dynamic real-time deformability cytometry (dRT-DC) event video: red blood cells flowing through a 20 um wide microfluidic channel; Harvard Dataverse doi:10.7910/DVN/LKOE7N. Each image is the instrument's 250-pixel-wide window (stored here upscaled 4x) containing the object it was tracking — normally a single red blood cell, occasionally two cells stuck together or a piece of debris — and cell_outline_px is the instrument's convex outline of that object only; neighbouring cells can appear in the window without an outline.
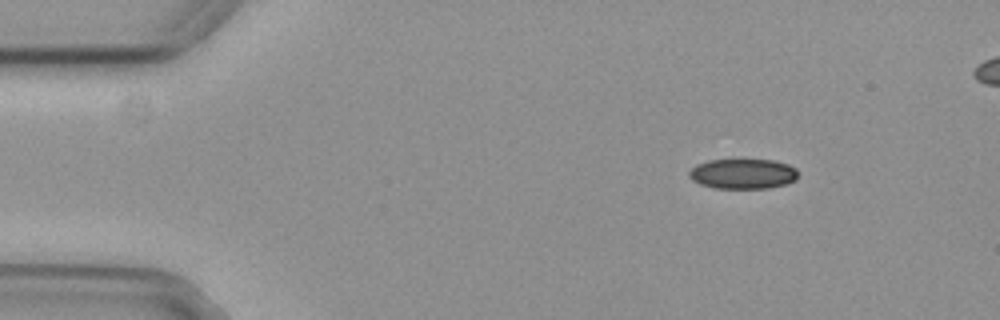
{"species": "common noctule bat (a hibernating species)", "species_latin": "Nyctalus noctula", "temperature_condition": "cold", "stored_images_in_passage": 26, "camera_frame_rate_fps": 3000, "um_per_image_px": 0.085, "animal": {"sex": "female", "body_mass_g": 29.2, "forearm_length_mm": 56.3}, "frame": {"image": 1, "passage_image": 1, "time_ms": 0.0, "image_size_px": [1000, 320], "cell_outline_px": [[796, 180], [788, 184], [768, 188], [716, 188], [700, 184], [692, 180], [688, 176], [688, 172], [696, 164], [708, 160], [740, 156], [744, 156], [772, 160], [788, 164], [796, 168]], "centroid_in_image_um": [63.13, 14.71], "position_along_channel_um": 21.9, "area_um2": 20.11}}
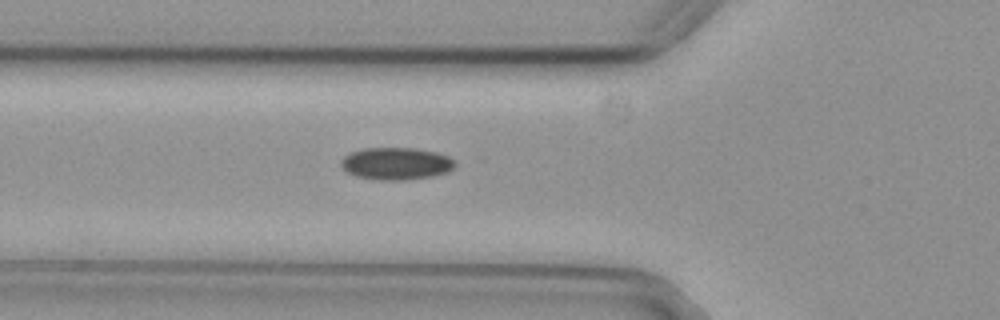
{"frame": {"image": 2, "passage_image": 13, "time_ms": 4.0, "image_size_px": [1000, 320], "cell_outline_px": [[456, 164], [448, 172], [432, 176], [404, 180], [376, 180], [356, 176], [348, 172], [340, 164], [340, 160], [344, 156], [352, 152], [364, 148], [416, 148], [436, 152], [448, 156]], "centroid_in_image_um": [33.66, 13.9], "position_along_channel_um": 92.1, "area_um2": 21.39}}
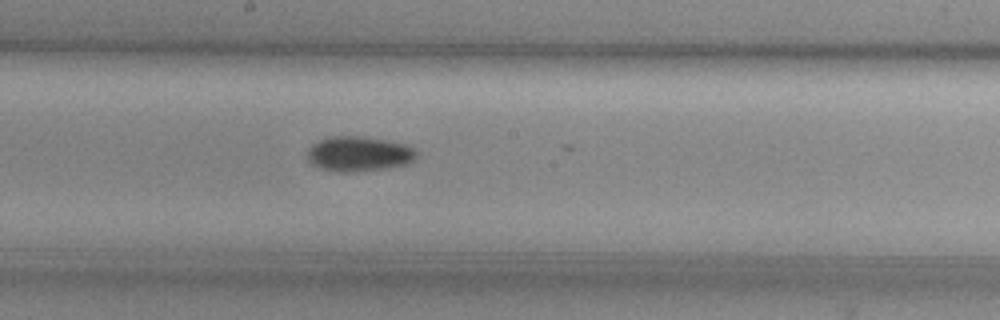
{"frame": {"image": 3, "passage_image": 23, "time_ms": 7.333, "image_size_px": [1000, 320], "cell_outline_px": [[416, 156], [408, 164], [388, 168], [356, 172], [336, 172], [320, 168], [312, 164], [308, 160], [308, 148], [312, 144], [328, 136], [360, 136], [388, 140], [404, 144], [412, 148], [416, 152]], "centroid_in_image_um": [30.47, 13.08], "position_along_channel_um": 217.7, "area_um2": 22.37}}